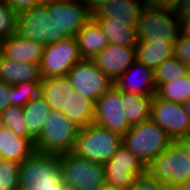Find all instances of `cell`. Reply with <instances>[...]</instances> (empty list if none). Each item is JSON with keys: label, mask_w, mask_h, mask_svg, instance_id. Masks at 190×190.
I'll return each mask as SVG.
<instances>
[{"label": "cell", "mask_w": 190, "mask_h": 190, "mask_svg": "<svg viewBox=\"0 0 190 190\" xmlns=\"http://www.w3.org/2000/svg\"><path fill=\"white\" fill-rule=\"evenodd\" d=\"M103 166L107 185L124 189L132 185L136 176L146 172V166L124 145Z\"/></svg>", "instance_id": "4fadbf2b"}, {"label": "cell", "mask_w": 190, "mask_h": 190, "mask_svg": "<svg viewBox=\"0 0 190 190\" xmlns=\"http://www.w3.org/2000/svg\"><path fill=\"white\" fill-rule=\"evenodd\" d=\"M18 15L5 0H0V42L17 34Z\"/></svg>", "instance_id": "1f68e13d"}, {"label": "cell", "mask_w": 190, "mask_h": 190, "mask_svg": "<svg viewBox=\"0 0 190 190\" xmlns=\"http://www.w3.org/2000/svg\"><path fill=\"white\" fill-rule=\"evenodd\" d=\"M4 126L11 128L18 136L28 140H35L27 130L23 107L10 105L2 112Z\"/></svg>", "instance_id": "f546056e"}, {"label": "cell", "mask_w": 190, "mask_h": 190, "mask_svg": "<svg viewBox=\"0 0 190 190\" xmlns=\"http://www.w3.org/2000/svg\"><path fill=\"white\" fill-rule=\"evenodd\" d=\"M114 85L120 91L154 96L156 91L154 70L136 60L117 78Z\"/></svg>", "instance_id": "2e32d148"}, {"label": "cell", "mask_w": 190, "mask_h": 190, "mask_svg": "<svg viewBox=\"0 0 190 190\" xmlns=\"http://www.w3.org/2000/svg\"><path fill=\"white\" fill-rule=\"evenodd\" d=\"M173 140L151 119L131 126L122 136L123 145L147 167Z\"/></svg>", "instance_id": "5b68a950"}, {"label": "cell", "mask_w": 190, "mask_h": 190, "mask_svg": "<svg viewBox=\"0 0 190 190\" xmlns=\"http://www.w3.org/2000/svg\"><path fill=\"white\" fill-rule=\"evenodd\" d=\"M61 112L79 129H82L94 123L95 102L79 92L73 91L66 110Z\"/></svg>", "instance_id": "603a6c76"}, {"label": "cell", "mask_w": 190, "mask_h": 190, "mask_svg": "<svg viewBox=\"0 0 190 190\" xmlns=\"http://www.w3.org/2000/svg\"><path fill=\"white\" fill-rule=\"evenodd\" d=\"M185 147L188 149V153H189V159H190V137H188L186 140H182L181 141Z\"/></svg>", "instance_id": "ee69618b"}, {"label": "cell", "mask_w": 190, "mask_h": 190, "mask_svg": "<svg viewBox=\"0 0 190 190\" xmlns=\"http://www.w3.org/2000/svg\"><path fill=\"white\" fill-rule=\"evenodd\" d=\"M39 64L19 62L0 51V80L10 85L42 81Z\"/></svg>", "instance_id": "ffe728a7"}, {"label": "cell", "mask_w": 190, "mask_h": 190, "mask_svg": "<svg viewBox=\"0 0 190 190\" xmlns=\"http://www.w3.org/2000/svg\"><path fill=\"white\" fill-rule=\"evenodd\" d=\"M67 77L70 79L74 91L94 102L114 85V82L91 59H82L75 63Z\"/></svg>", "instance_id": "7c38bea8"}, {"label": "cell", "mask_w": 190, "mask_h": 190, "mask_svg": "<svg viewBox=\"0 0 190 190\" xmlns=\"http://www.w3.org/2000/svg\"><path fill=\"white\" fill-rule=\"evenodd\" d=\"M150 119L163 128L173 141L190 137V119L181 103L159 99L154 95Z\"/></svg>", "instance_id": "8fae6325"}, {"label": "cell", "mask_w": 190, "mask_h": 190, "mask_svg": "<svg viewBox=\"0 0 190 190\" xmlns=\"http://www.w3.org/2000/svg\"><path fill=\"white\" fill-rule=\"evenodd\" d=\"M94 123L122 136L130 129L122 102V91L115 85L96 100Z\"/></svg>", "instance_id": "5bb4252c"}, {"label": "cell", "mask_w": 190, "mask_h": 190, "mask_svg": "<svg viewBox=\"0 0 190 190\" xmlns=\"http://www.w3.org/2000/svg\"><path fill=\"white\" fill-rule=\"evenodd\" d=\"M137 60L136 46L109 44L92 61L113 82Z\"/></svg>", "instance_id": "9a60e30c"}, {"label": "cell", "mask_w": 190, "mask_h": 190, "mask_svg": "<svg viewBox=\"0 0 190 190\" xmlns=\"http://www.w3.org/2000/svg\"><path fill=\"white\" fill-rule=\"evenodd\" d=\"M41 82H23L11 85L9 94L10 104L24 107L32 98L40 93Z\"/></svg>", "instance_id": "4dcf8cb0"}, {"label": "cell", "mask_w": 190, "mask_h": 190, "mask_svg": "<svg viewBox=\"0 0 190 190\" xmlns=\"http://www.w3.org/2000/svg\"><path fill=\"white\" fill-rule=\"evenodd\" d=\"M17 34L43 46L58 42V26L42 2L18 15Z\"/></svg>", "instance_id": "ba28073f"}, {"label": "cell", "mask_w": 190, "mask_h": 190, "mask_svg": "<svg viewBox=\"0 0 190 190\" xmlns=\"http://www.w3.org/2000/svg\"><path fill=\"white\" fill-rule=\"evenodd\" d=\"M176 190H190V176L187 178V180L179 186Z\"/></svg>", "instance_id": "60d3db41"}, {"label": "cell", "mask_w": 190, "mask_h": 190, "mask_svg": "<svg viewBox=\"0 0 190 190\" xmlns=\"http://www.w3.org/2000/svg\"><path fill=\"white\" fill-rule=\"evenodd\" d=\"M35 140L18 136L11 128L4 126L0 132V158L22 163L31 157L35 151Z\"/></svg>", "instance_id": "ac0fdd59"}, {"label": "cell", "mask_w": 190, "mask_h": 190, "mask_svg": "<svg viewBox=\"0 0 190 190\" xmlns=\"http://www.w3.org/2000/svg\"><path fill=\"white\" fill-rule=\"evenodd\" d=\"M182 0H145V5L175 12Z\"/></svg>", "instance_id": "74e56055"}, {"label": "cell", "mask_w": 190, "mask_h": 190, "mask_svg": "<svg viewBox=\"0 0 190 190\" xmlns=\"http://www.w3.org/2000/svg\"><path fill=\"white\" fill-rule=\"evenodd\" d=\"M79 130L61 111L51 110L35 139V151L55 155L73 152Z\"/></svg>", "instance_id": "277c9868"}, {"label": "cell", "mask_w": 190, "mask_h": 190, "mask_svg": "<svg viewBox=\"0 0 190 190\" xmlns=\"http://www.w3.org/2000/svg\"><path fill=\"white\" fill-rule=\"evenodd\" d=\"M90 11L93 13L98 7L104 4L106 1L109 0H83Z\"/></svg>", "instance_id": "ab89813d"}, {"label": "cell", "mask_w": 190, "mask_h": 190, "mask_svg": "<svg viewBox=\"0 0 190 190\" xmlns=\"http://www.w3.org/2000/svg\"><path fill=\"white\" fill-rule=\"evenodd\" d=\"M74 91L67 76L42 79L40 94L51 110H66L68 101Z\"/></svg>", "instance_id": "44dd1931"}, {"label": "cell", "mask_w": 190, "mask_h": 190, "mask_svg": "<svg viewBox=\"0 0 190 190\" xmlns=\"http://www.w3.org/2000/svg\"><path fill=\"white\" fill-rule=\"evenodd\" d=\"M173 44L138 41L136 45L137 61L155 70L167 58L173 56Z\"/></svg>", "instance_id": "484cf974"}, {"label": "cell", "mask_w": 190, "mask_h": 190, "mask_svg": "<svg viewBox=\"0 0 190 190\" xmlns=\"http://www.w3.org/2000/svg\"><path fill=\"white\" fill-rule=\"evenodd\" d=\"M155 96L159 99L183 104L190 97V74L157 85Z\"/></svg>", "instance_id": "83f0119b"}, {"label": "cell", "mask_w": 190, "mask_h": 190, "mask_svg": "<svg viewBox=\"0 0 190 190\" xmlns=\"http://www.w3.org/2000/svg\"><path fill=\"white\" fill-rule=\"evenodd\" d=\"M3 128H4V121L2 119V113L0 112V132L2 131Z\"/></svg>", "instance_id": "bcb514c9"}, {"label": "cell", "mask_w": 190, "mask_h": 190, "mask_svg": "<svg viewBox=\"0 0 190 190\" xmlns=\"http://www.w3.org/2000/svg\"><path fill=\"white\" fill-rule=\"evenodd\" d=\"M122 145V135L91 123L79 130L73 153L105 165Z\"/></svg>", "instance_id": "3957f363"}, {"label": "cell", "mask_w": 190, "mask_h": 190, "mask_svg": "<svg viewBox=\"0 0 190 190\" xmlns=\"http://www.w3.org/2000/svg\"><path fill=\"white\" fill-rule=\"evenodd\" d=\"M183 107L185 108V111L190 119V97L183 103Z\"/></svg>", "instance_id": "b9f144b4"}, {"label": "cell", "mask_w": 190, "mask_h": 190, "mask_svg": "<svg viewBox=\"0 0 190 190\" xmlns=\"http://www.w3.org/2000/svg\"><path fill=\"white\" fill-rule=\"evenodd\" d=\"M188 75L186 63L174 56L167 58L154 70L155 85L167 83Z\"/></svg>", "instance_id": "f1b7e54d"}, {"label": "cell", "mask_w": 190, "mask_h": 190, "mask_svg": "<svg viewBox=\"0 0 190 190\" xmlns=\"http://www.w3.org/2000/svg\"><path fill=\"white\" fill-rule=\"evenodd\" d=\"M144 6L145 0H109L93 12V18L113 17L136 28Z\"/></svg>", "instance_id": "e0dca14e"}, {"label": "cell", "mask_w": 190, "mask_h": 190, "mask_svg": "<svg viewBox=\"0 0 190 190\" xmlns=\"http://www.w3.org/2000/svg\"><path fill=\"white\" fill-rule=\"evenodd\" d=\"M63 190H77V189H75L74 187L66 185Z\"/></svg>", "instance_id": "c3c4849f"}, {"label": "cell", "mask_w": 190, "mask_h": 190, "mask_svg": "<svg viewBox=\"0 0 190 190\" xmlns=\"http://www.w3.org/2000/svg\"><path fill=\"white\" fill-rule=\"evenodd\" d=\"M173 56L182 62L190 59V37L183 31L173 44Z\"/></svg>", "instance_id": "e575fe53"}, {"label": "cell", "mask_w": 190, "mask_h": 190, "mask_svg": "<svg viewBox=\"0 0 190 190\" xmlns=\"http://www.w3.org/2000/svg\"><path fill=\"white\" fill-rule=\"evenodd\" d=\"M167 190H176L190 176L188 149L181 141H173L170 146L157 155L146 167Z\"/></svg>", "instance_id": "7a4b0ae2"}, {"label": "cell", "mask_w": 190, "mask_h": 190, "mask_svg": "<svg viewBox=\"0 0 190 190\" xmlns=\"http://www.w3.org/2000/svg\"><path fill=\"white\" fill-rule=\"evenodd\" d=\"M0 51L16 61L39 64L44 46L15 34L0 42Z\"/></svg>", "instance_id": "d6986e66"}, {"label": "cell", "mask_w": 190, "mask_h": 190, "mask_svg": "<svg viewBox=\"0 0 190 190\" xmlns=\"http://www.w3.org/2000/svg\"><path fill=\"white\" fill-rule=\"evenodd\" d=\"M59 159L66 185L77 190H100L107 185L102 164L86 160L73 152L61 154Z\"/></svg>", "instance_id": "52a82bcc"}, {"label": "cell", "mask_w": 190, "mask_h": 190, "mask_svg": "<svg viewBox=\"0 0 190 190\" xmlns=\"http://www.w3.org/2000/svg\"><path fill=\"white\" fill-rule=\"evenodd\" d=\"M106 34L109 44L117 46H136L137 30L113 17L93 18Z\"/></svg>", "instance_id": "cb8c5ba5"}, {"label": "cell", "mask_w": 190, "mask_h": 190, "mask_svg": "<svg viewBox=\"0 0 190 190\" xmlns=\"http://www.w3.org/2000/svg\"><path fill=\"white\" fill-rule=\"evenodd\" d=\"M83 59H93L109 45L108 38L92 18L75 36Z\"/></svg>", "instance_id": "7402d4cb"}, {"label": "cell", "mask_w": 190, "mask_h": 190, "mask_svg": "<svg viewBox=\"0 0 190 190\" xmlns=\"http://www.w3.org/2000/svg\"><path fill=\"white\" fill-rule=\"evenodd\" d=\"M185 63H186L187 72L188 74H190V59H188Z\"/></svg>", "instance_id": "7dc6e473"}, {"label": "cell", "mask_w": 190, "mask_h": 190, "mask_svg": "<svg viewBox=\"0 0 190 190\" xmlns=\"http://www.w3.org/2000/svg\"><path fill=\"white\" fill-rule=\"evenodd\" d=\"M100 190H128V189L118 188V187H112V186H109V185H105Z\"/></svg>", "instance_id": "7bdbcfd3"}, {"label": "cell", "mask_w": 190, "mask_h": 190, "mask_svg": "<svg viewBox=\"0 0 190 190\" xmlns=\"http://www.w3.org/2000/svg\"><path fill=\"white\" fill-rule=\"evenodd\" d=\"M58 26V41L75 37L93 18V13L83 0H57L43 2Z\"/></svg>", "instance_id": "9c48e42d"}, {"label": "cell", "mask_w": 190, "mask_h": 190, "mask_svg": "<svg viewBox=\"0 0 190 190\" xmlns=\"http://www.w3.org/2000/svg\"><path fill=\"white\" fill-rule=\"evenodd\" d=\"M23 110L28 133L36 139L40 135L51 108L39 93L23 107Z\"/></svg>", "instance_id": "4316f807"}, {"label": "cell", "mask_w": 190, "mask_h": 190, "mask_svg": "<svg viewBox=\"0 0 190 190\" xmlns=\"http://www.w3.org/2000/svg\"><path fill=\"white\" fill-rule=\"evenodd\" d=\"M175 14L182 29L190 24V0H182Z\"/></svg>", "instance_id": "d590c367"}, {"label": "cell", "mask_w": 190, "mask_h": 190, "mask_svg": "<svg viewBox=\"0 0 190 190\" xmlns=\"http://www.w3.org/2000/svg\"><path fill=\"white\" fill-rule=\"evenodd\" d=\"M153 97L122 91V102L130 126L150 120Z\"/></svg>", "instance_id": "d4e9b609"}, {"label": "cell", "mask_w": 190, "mask_h": 190, "mask_svg": "<svg viewBox=\"0 0 190 190\" xmlns=\"http://www.w3.org/2000/svg\"><path fill=\"white\" fill-rule=\"evenodd\" d=\"M43 2H48V1H57V0H42Z\"/></svg>", "instance_id": "681fc988"}, {"label": "cell", "mask_w": 190, "mask_h": 190, "mask_svg": "<svg viewBox=\"0 0 190 190\" xmlns=\"http://www.w3.org/2000/svg\"><path fill=\"white\" fill-rule=\"evenodd\" d=\"M183 32L190 37V24L183 28Z\"/></svg>", "instance_id": "f6af8a7d"}, {"label": "cell", "mask_w": 190, "mask_h": 190, "mask_svg": "<svg viewBox=\"0 0 190 190\" xmlns=\"http://www.w3.org/2000/svg\"><path fill=\"white\" fill-rule=\"evenodd\" d=\"M5 2L17 13L30 10L35 5L42 3V0H5Z\"/></svg>", "instance_id": "8d00e7d4"}, {"label": "cell", "mask_w": 190, "mask_h": 190, "mask_svg": "<svg viewBox=\"0 0 190 190\" xmlns=\"http://www.w3.org/2000/svg\"><path fill=\"white\" fill-rule=\"evenodd\" d=\"M18 190H63L59 155L35 152L19 163Z\"/></svg>", "instance_id": "6da1fadb"}, {"label": "cell", "mask_w": 190, "mask_h": 190, "mask_svg": "<svg viewBox=\"0 0 190 190\" xmlns=\"http://www.w3.org/2000/svg\"><path fill=\"white\" fill-rule=\"evenodd\" d=\"M138 41L174 43L183 29L175 12L145 5L136 27Z\"/></svg>", "instance_id": "8992f818"}, {"label": "cell", "mask_w": 190, "mask_h": 190, "mask_svg": "<svg viewBox=\"0 0 190 190\" xmlns=\"http://www.w3.org/2000/svg\"><path fill=\"white\" fill-rule=\"evenodd\" d=\"M128 190H167L155 177L147 171L140 176H136Z\"/></svg>", "instance_id": "836d02e7"}, {"label": "cell", "mask_w": 190, "mask_h": 190, "mask_svg": "<svg viewBox=\"0 0 190 190\" xmlns=\"http://www.w3.org/2000/svg\"><path fill=\"white\" fill-rule=\"evenodd\" d=\"M82 59L75 37L44 46L39 63L41 76L43 79L67 76L72 66Z\"/></svg>", "instance_id": "30bf717a"}, {"label": "cell", "mask_w": 190, "mask_h": 190, "mask_svg": "<svg viewBox=\"0 0 190 190\" xmlns=\"http://www.w3.org/2000/svg\"><path fill=\"white\" fill-rule=\"evenodd\" d=\"M19 163L0 161V190H18Z\"/></svg>", "instance_id": "d6a6232c"}, {"label": "cell", "mask_w": 190, "mask_h": 190, "mask_svg": "<svg viewBox=\"0 0 190 190\" xmlns=\"http://www.w3.org/2000/svg\"><path fill=\"white\" fill-rule=\"evenodd\" d=\"M11 85L0 80V112L7 109L10 104L9 94Z\"/></svg>", "instance_id": "f35d334b"}]
</instances>
